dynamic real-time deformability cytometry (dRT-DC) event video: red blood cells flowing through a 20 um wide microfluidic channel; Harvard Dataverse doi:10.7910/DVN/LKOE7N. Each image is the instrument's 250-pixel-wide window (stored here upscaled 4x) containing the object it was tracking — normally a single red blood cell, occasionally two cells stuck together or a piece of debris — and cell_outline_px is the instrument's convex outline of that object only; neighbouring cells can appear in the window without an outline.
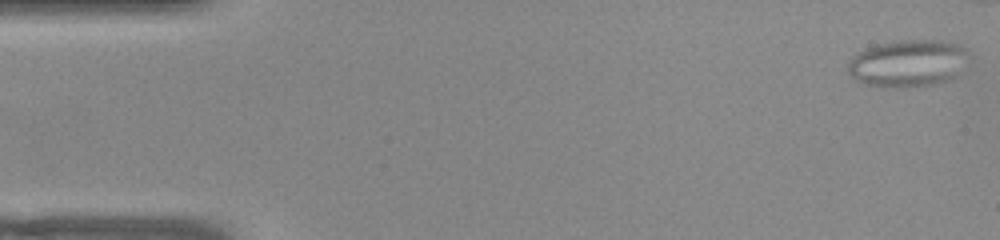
{"species": "common noctule bat (a hibernating species)", "species_latin": "Nyctalus noctula", "temperature_condition": "warm", "stored_images_in_passage": 42, "camera_frame_rate_fps": 3000, "um_per_image_px": 0.085, "animal": {"sex": "female", "body_mass_g": 22.0, "forearm_length_mm": 56.7}, "frame": {"image": 1, "passage_image": 1, "time_ms": 0.0, "image_size_px": [1000, 240], "cell_outline_px": [[972, 56], [960, 72], [956, 76], [948, 80], [936, 84], [904, 88], [880, 88], [864, 84], [856, 80], [848, 72], [848, 60], [852, 56], [864, 48], [876, 44], [896, 40], [944, 40], [968, 48]], "centroid_in_image_um": [77.2, 5.38], "position_along_channel_um": 7.8, "area_um2": 34.28}}
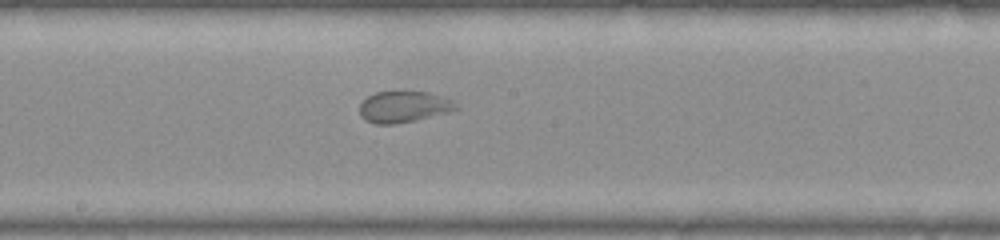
{"frame": {"image": 2, "passage_image": 27, "time_ms": 8.667, "image_size_px": [1000, 240], "cell_outline_px": [[460, 108], [448, 112], [412, 120], [392, 124], [376, 124], [364, 120], [360, 116], [360, 104], [368, 96], [376, 92], [428, 92], [452, 100], [460, 104]], "centroid_in_image_um": [34.32, 9.07], "position_along_channel_um": 213.9, "area_um2": 17.34}}
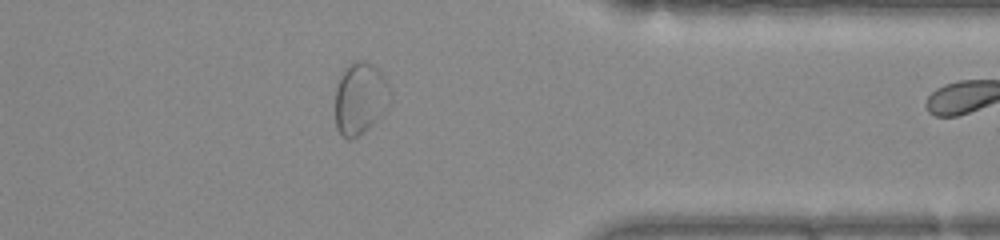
{"frame": {"image": 3, "passage_image": 41, "time_ms": 13.333, "image_size_px": [1000, 240], "cell_outline_px": [[388, 108], [368, 128], [352, 140], [348, 140], [336, 128], [336, 88], [340, 76], [344, 68], [356, 60], [364, 60], [372, 64], [380, 72], [388, 84]], "centroid_in_image_um": [30.59, 8.36], "position_along_channel_um": 380.8, "area_um2": 22.72}}